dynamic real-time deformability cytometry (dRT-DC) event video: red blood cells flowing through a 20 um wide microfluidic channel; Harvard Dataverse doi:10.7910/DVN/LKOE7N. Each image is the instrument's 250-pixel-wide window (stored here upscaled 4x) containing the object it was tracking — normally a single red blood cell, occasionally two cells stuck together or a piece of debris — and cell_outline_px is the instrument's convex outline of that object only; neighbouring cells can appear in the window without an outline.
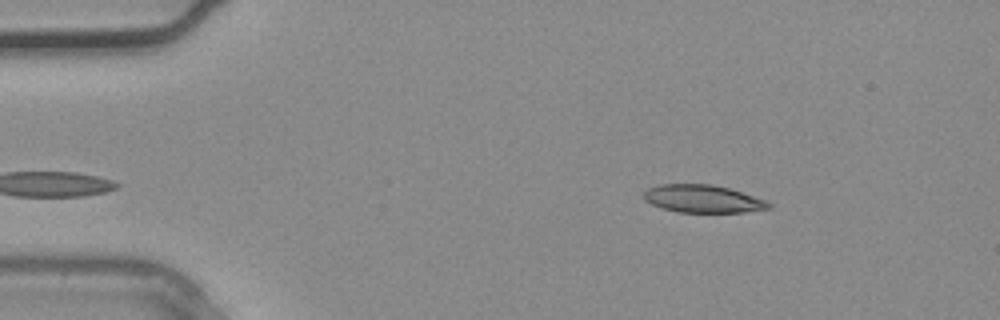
{"species": "common noctule bat (a hibernating species)", "species_latin": "Nyctalus noctula", "temperature_condition": "warm", "stored_images_in_passage": 31, "camera_frame_rate_fps": 3000, "um_per_image_px": 0.085, "animal": {"sex": "male", "body_mass_g": 20.4}, "frame": {"image": 1, "passage_image": 1, "time_ms": 0.0, "image_size_px": [1000, 320], "cell_outline_px": [[772, 208], [744, 212], [676, 212], [660, 208], [644, 200], [644, 192], [648, 188], [660, 184], [712, 184], [728, 188], [764, 200], [772, 204]], "centroid_in_image_um": [59.7, 16.9], "position_along_channel_um": 25.3, "area_um2": 20.11}}